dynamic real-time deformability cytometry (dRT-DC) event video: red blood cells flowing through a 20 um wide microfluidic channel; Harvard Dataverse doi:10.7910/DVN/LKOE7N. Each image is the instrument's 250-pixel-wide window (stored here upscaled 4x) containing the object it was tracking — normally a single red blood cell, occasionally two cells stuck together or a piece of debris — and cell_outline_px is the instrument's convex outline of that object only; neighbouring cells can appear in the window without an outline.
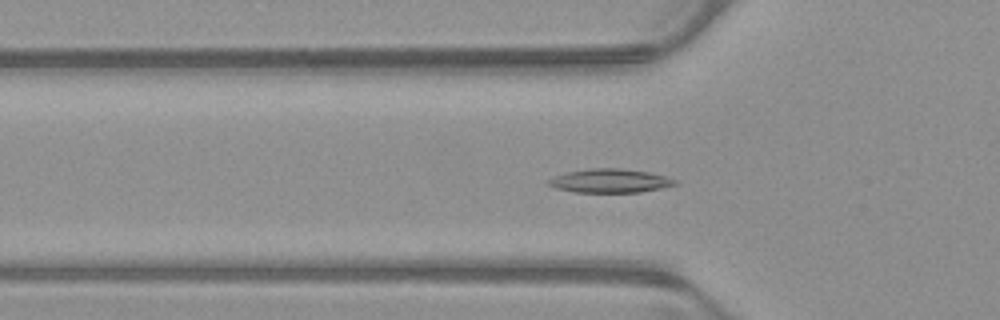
{"species": "common noctule bat (a hibernating species)", "species_latin": "Nyctalus noctula", "temperature_condition": "warm", "stored_images_in_passage": 53, "camera_frame_rate_fps": 3000, "um_per_image_px": 0.085, "animal": {"sex": "male", "body_mass_g": 23.1, "forearm_length_mm": 52.7}, "frame": {"image": 1, "passage_image": 17, "time_ms": 5.333, "image_size_px": [1000, 320], "cell_outline_px": [[680, 184], [640, 192], [576, 192], [556, 188], [548, 184], [548, 180], [556, 176], [568, 172], [592, 168], [620, 168], [648, 172], [668, 176], [676, 180]], "centroid_in_image_um": [51.91, 15.37], "position_along_channel_um": 73.9, "area_um2": 17.4}}
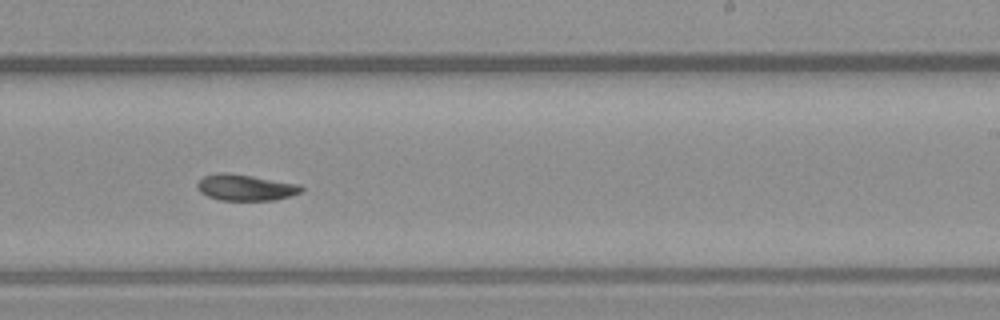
{"frame": {"image": 2, "passage_image": 32, "time_ms": 10.333, "image_size_px": [1000, 320], "cell_outline_px": [[304, 188], [300, 192], [292, 196], [276, 200], [220, 200], [208, 196], [200, 192], [196, 184], [204, 176], [216, 172], [224, 172], [252, 176], [300, 184]], "centroid_in_image_um": [20.88, 15.94], "position_along_channel_um": 268.1, "area_um2": 15.9}}
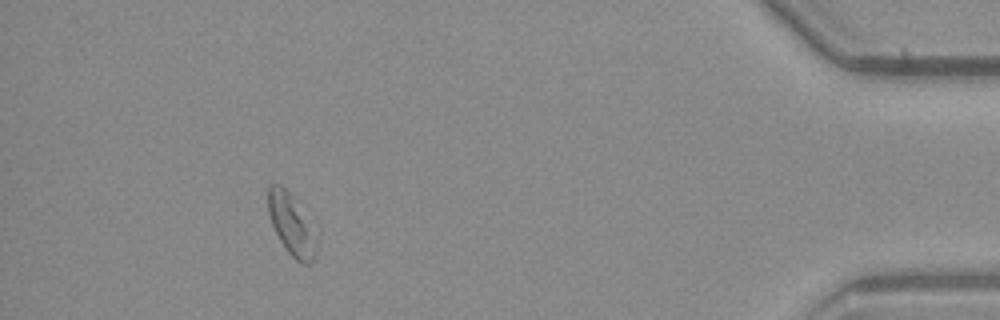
{"frame": {"image": 3, "passage_image": 48, "time_ms": 15.667, "image_size_px": [1000, 320], "cell_outline_px": [[320, 228], [316, 252], [312, 264], [300, 264], [284, 248], [272, 224], [268, 212], [268, 184], [280, 184], [292, 196]], "centroid_in_image_um": [24.88, 19.12], "position_along_channel_um": 410.3, "area_um2": 18.32}, "authors_computed_cell_mechanics": {"area_um2": 16.8198, "velocity_mm_per_s": 3.8627, "shape_relaxation_time_tau1_ms": 5.1534, "shape_relaxation_time_tau2_ms": null, "deformation_change_tau1": 0.1146, "deformation_change_tau2": null}}